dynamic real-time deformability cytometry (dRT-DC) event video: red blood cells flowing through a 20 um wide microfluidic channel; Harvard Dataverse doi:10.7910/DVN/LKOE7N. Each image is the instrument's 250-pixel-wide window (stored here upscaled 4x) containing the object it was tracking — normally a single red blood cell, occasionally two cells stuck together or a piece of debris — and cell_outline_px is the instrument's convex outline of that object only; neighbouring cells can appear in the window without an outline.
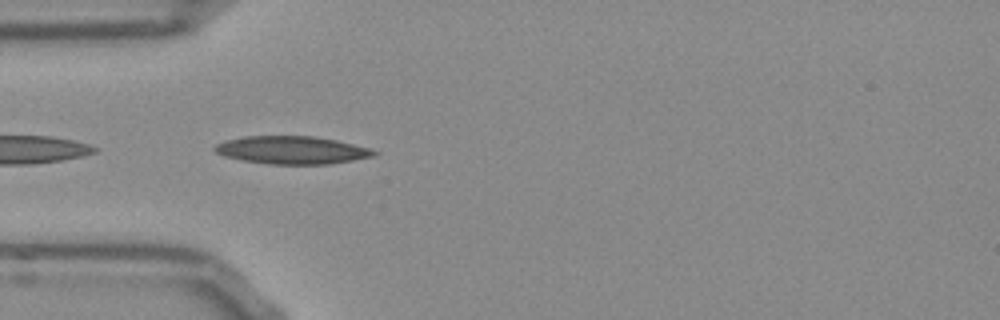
{"species": "Egyptian fruit bat (a non-hibernating species)", "species_latin": "Rousettus aegyptiacus", "temperature_condition": "room temperature", "stored_images_in_passage": 14, "camera_frame_rate_fps": 3000, "um_per_image_px": 0.085, "frame": {"image": 1, "passage_image": 1, "time_ms": 0.0, "image_size_px": [1000, 320], "cell_outline_px": [[380, 152], [372, 156], [352, 160], [328, 164], [268, 164], [240, 160], [224, 156], [216, 152], [212, 148], [216, 144], [224, 140], [244, 136], [312, 136], [336, 140], [368, 148]], "centroid_in_image_um": [24.75, 12.75], "position_along_channel_um": 60.3, "area_um2": 25.78}}
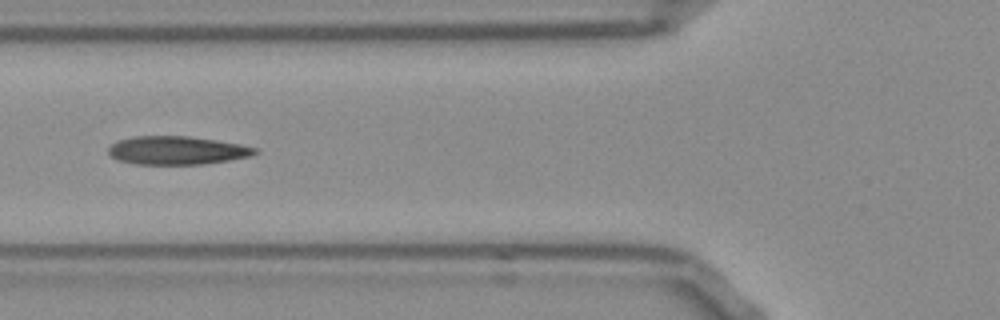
{"frame": {"image": 2, "passage_image": 5, "time_ms": 1.333, "image_size_px": [1000, 320], "cell_outline_px": [[256, 152], [248, 156], [228, 160], [200, 164], [136, 164], [120, 160], [112, 156], [108, 152], [108, 148], [116, 140], [132, 136], [188, 136], [216, 140], [240, 144], [256, 148]], "centroid_in_image_um": [14.98, 12.77], "position_along_channel_um": 110.8, "area_um2": 23.93}}
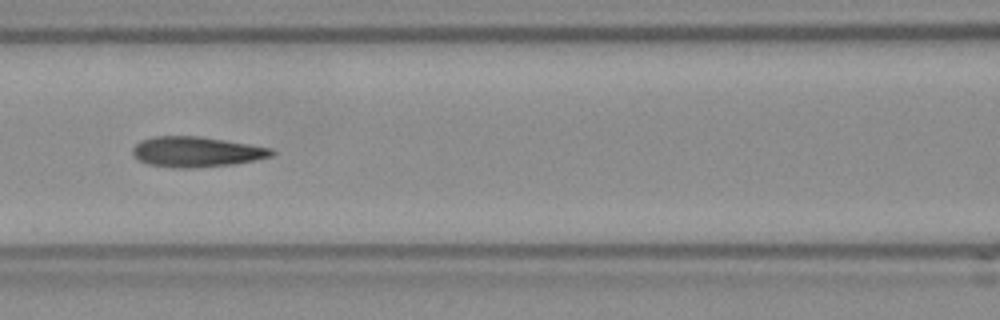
{"frame": {"image": 3, "passage_image": 8, "time_ms": 2.333, "image_size_px": [1000, 320], "cell_outline_px": [[276, 152], [272, 156], [236, 164], [196, 168], [172, 168], [148, 164], [140, 160], [132, 152], [132, 148], [140, 140], [152, 136], [200, 136], [272, 148]], "centroid_in_image_um": [16.69, 12.91], "position_along_channel_um": 149.9, "area_um2": 24.68}}